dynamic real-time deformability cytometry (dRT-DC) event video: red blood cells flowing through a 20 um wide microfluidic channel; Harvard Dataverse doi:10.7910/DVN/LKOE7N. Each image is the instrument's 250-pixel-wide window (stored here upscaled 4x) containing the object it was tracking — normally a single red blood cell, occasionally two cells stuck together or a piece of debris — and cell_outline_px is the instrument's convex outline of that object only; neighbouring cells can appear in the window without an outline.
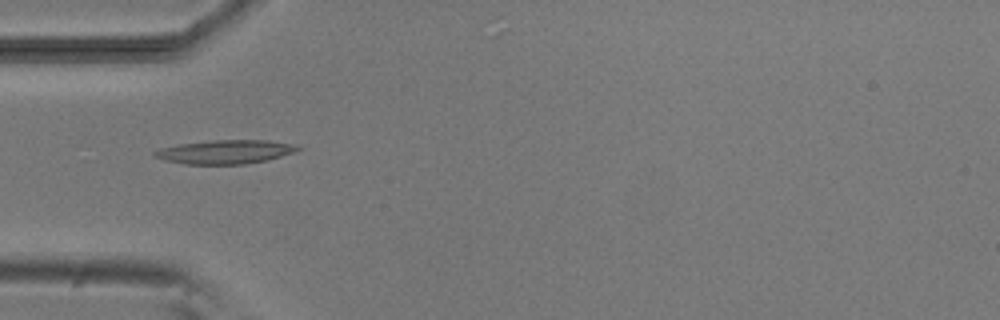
{"species": "common noctule bat (a hibernating species)", "species_latin": "Nyctalus noctula", "temperature_condition": "room temperature", "stored_images_in_passage": 9, "camera_frame_rate_fps": 3000, "um_per_image_px": 0.085, "animal": {"sex": "male", "body_mass_g": 20.5, "forearm_length_mm": 52.5}, "frame": {"image": 1, "passage_image": 4, "time_ms": 3.333, "image_size_px": [1000, 320], "cell_outline_px": [[304, 148], [296, 152], [268, 160], [244, 164], [184, 164], [164, 160], [156, 156], [152, 152], [160, 148], [176, 144], [212, 140], [268, 140], [296, 144]], "centroid_in_image_um": [19.2, 12.9], "position_along_channel_um": 65.8, "area_um2": 20.11}}
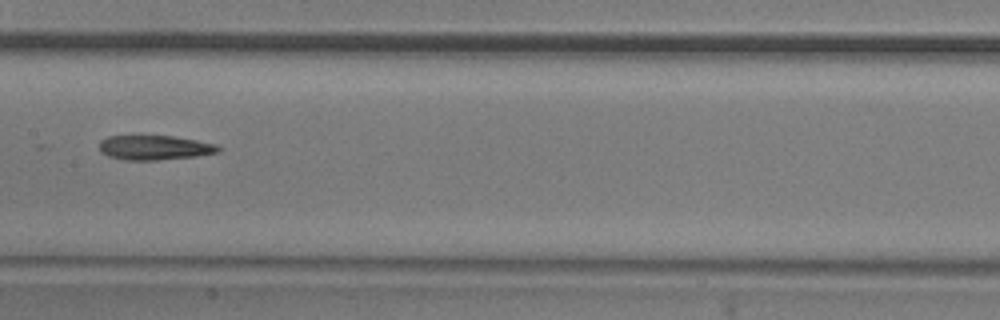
{"frame": {"image": 2, "passage_image": 7, "time_ms": 6.667, "image_size_px": [1000, 320], "cell_outline_px": [[224, 148], [220, 152], [196, 156], [156, 160], [124, 160], [108, 156], [100, 152], [100, 140], [108, 136], [172, 136], [196, 140], [216, 144]], "centroid_in_image_um": [13.16, 12.55], "position_along_channel_um": 194.2, "area_um2": 17.11}}
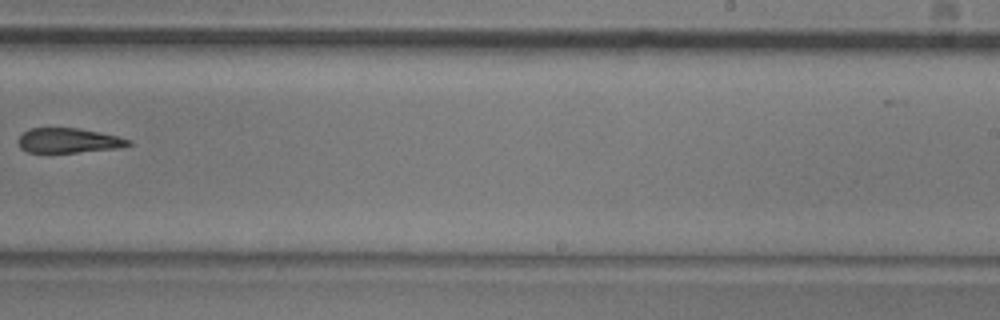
{"frame": {"image": 3, "passage_image": 9, "time_ms": 9.0, "image_size_px": [1000, 320], "cell_outline_px": [[132, 144], [116, 148], [76, 152], [28, 152], [20, 148], [20, 136], [24, 132], [32, 128], [76, 128], [100, 132], [132, 140]], "centroid_in_image_um": [5.84, 11.94], "position_along_channel_um": 283.2, "area_um2": 15.55}}